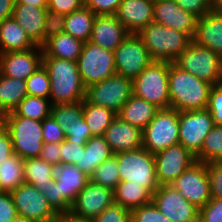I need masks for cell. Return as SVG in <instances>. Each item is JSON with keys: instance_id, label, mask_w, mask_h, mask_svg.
<instances>
[{"instance_id": "6da1fadb", "label": "cell", "mask_w": 222, "mask_h": 222, "mask_svg": "<svg viewBox=\"0 0 222 222\" xmlns=\"http://www.w3.org/2000/svg\"><path fill=\"white\" fill-rule=\"evenodd\" d=\"M42 65L50 78V102L52 105L69 104L86 98L84 87L75 61L42 57Z\"/></svg>"}, {"instance_id": "7a4b0ae2", "label": "cell", "mask_w": 222, "mask_h": 222, "mask_svg": "<svg viewBox=\"0 0 222 222\" xmlns=\"http://www.w3.org/2000/svg\"><path fill=\"white\" fill-rule=\"evenodd\" d=\"M170 107L179 112L207 109L212 84L169 62Z\"/></svg>"}, {"instance_id": "3957f363", "label": "cell", "mask_w": 222, "mask_h": 222, "mask_svg": "<svg viewBox=\"0 0 222 222\" xmlns=\"http://www.w3.org/2000/svg\"><path fill=\"white\" fill-rule=\"evenodd\" d=\"M137 36L143 41L153 61L173 63L193 41L187 34L152 22Z\"/></svg>"}, {"instance_id": "277c9868", "label": "cell", "mask_w": 222, "mask_h": 222, "mask_svg": "<svg viewBox=\"0 0 222 222\" xmlns=\"http://www.w3.org/2000/svg\"><path fill=\"white\" fill-rule=\"evenodd\" d=\"M13 144V152L26 160L38 158L43 146L42 121L18 116L14 111L0 117Z\"/></svg>"}, {"instance_id": "5b68a950", "label": "cell", "mask_w": 222, "mask_h": 222, "mask_svg": "<svg viewBox=\"0 0 222 222\" xmlns=\"http://www.w3.org/2000/svg\"><path fill=\"white\" fill-rule=\"evenodd\" d=\"M168 74V61H152L132 80L133 95L159 109L170 108Z\"/></svg>"}, {"instance_id": "8992f818", "label": "cell", "mask_w": 222, "mask_h": 222, "mask_svg": "<svg viewBox=\"0 0 222 222\" xmlns=\"http://www.w3.org/2000/svg\"><path fill=\"white\" fill-rule=\"evenodd\" d=\"M114 155L117 157L121 181L142 185L152 194L160 187L156 178L154 154L141 147Z\"/></svg>"}, {"instance_id": "52a82bcc", "label": "cell", "mask_w": 222, "mask_h": 222, "mask_svg": "<svg viewBox=\"0 0 222 222\" xmlns=\"http://www.w3.org/2000/svg\"><path fill=\"white\" fill-rule=\"evenodd\" d=\"M173 63L213 86L222 82V58L211 49L199 46L193 41Z\"/></svg>"}, {"instance_id": "ba28073f", "label": "cell", "mask_w": 222, "mask_h": 222, "mask_svg": "<svg viewBox=\"0 0 222 222\" xmlns=\"http://www.w3.org/2000/svg\"><path fill=\"white\" fill-rule=\"evenodd\" d=\"M179 143V111L159 109L152 121L142 130V147L156 154Z\"/></svg>"}, {"instance_id": "9c48e42d", "label": "cell", "mask_w": 222, "mask_h": 222, "mask_svg": "<svg viewBox=\"0 0 222 222\" xmlns=\"http://www.w3.org/2000/svg\"><path fill=\"white\" fill-rule=\"evenodd\" d=\"M77 64L85 88L116 74L114 51L102 48L90 41L83 44Z\"/></svg>"}, {"instance_id": "30bf717a", "label": "cell", "mask_w": 222, "mask_h": 222, "mask_svg": "<svg viewBox=\"0 0 222 222\" xmlns=\"http://www.w3.org/2000/svg\"><path fill=\"white\" fill-rule=\"evenodd\" d=\"M133 95L132 80L120 74L86 88V100L95 105L109 108L118 113Z\"/></svg>"}, {"instance_id": "8fae6325", "label": "cell", "mask_w": 222, "mask_h": 222, "mask_svg": "<svg viewBox=\"0 0 222 222\" xmlns=\"http://www.w3.org/2000/svg\"><path fill=\"white\" fill-rule=\"evenodd\" d=\"M116 74L135 79L153 61L137 34H129L114 51Z\"/></svg>"}, {"instance_id": "7c38bea8", "label": "cell", "mask_w": 222, "mask_h": 222, "mask_svg": "<svg viewBox=\"0 0 222 222\" xmlns=\"http://www.w3.org/2000/svg\"><path fill=\"white\" fill-rule=\"evenodd\" d=\"M10 194L19 216L33 222H54L59 216L42 192L31 184L24 182Z\"/></svg>"}, {"instance_id": "4fadbf2b", "label": "cell", "mask_w": 222, "mask_h": 222, "mask_svg": "<svg viewBox=\"0 0 222 222\" xmlns=\"http://www.w3.org/2000/svg\"><path fill=\"white\" fill-rule=\"evenodd\" d=\"M213 126L207 109L179 112V143L196 156Z\"/></svg>"}, {"instance_id": "5bb4252c", "label": "cell", "mask_w": 222, "mask_h": 222, "mask_svg": "<svg viewBox=\"0 0 222 222\" xmlns=\"http://www.w3.org/2000/svg\"><path fill=\"white\" fill-rule=\"evenodd\" d=\"M171 186L199 209L212 198L207 163L196 161Z\"/></svg>"}, {"instance_id": "9a60e30c", "label": "cell", "mask_w": 222, "mask_h": 222, "mask_svg": "<svg viewBox=\"0 0 222 222\" xmlns=\"http://www.w3.org/2000/svg\"><path fill=\"white\" fill-rule=\"evenodd\" d=\"M155 172L159 185H171L193 163L196 162L192 154L180 143L154 154Z\"/></svg>"}, {"instance_id": "2e32d148", "label": "cell", "mask_w": 222, "mask_h": 222, "mask_svg": "<svg viewBox=\"0 0 222 222\" xmlns=\"http://www.w3.org/2000/svg\"><path fill=\"white\" fill-rule=\"evenodd\" d=\"M152 202L172 222H199L200 209L171 185H161L153 193Z\"/></svg>"}, {"instance_id": "e0dca14e", "label": "cell", "mask_w": 222, "mask_h": 222, "mask_svg": "<svg viewBox=\"0 0 222 222\" xmlns=\"http://www.w3.org/2000/svg\"><path fill=\"white\" fill-rule=\"evenodd\" d=\"M114 203L113 190L89 181L77 195L70 215L77 219L92 221Z\"/></svg>"}, {"instance_id": "ac0fdd59", "label": "cell", "mask_w": 222, "mask_h": 222, "mask_svg": "<svg viewBox=\"0 0 222 222\" xmlns=\"http://www.w3.org/2000/svg\"><path fill=\"white\" fill-rule=\"evenodd\" d=\"M198 17L184 11L174 0H154L153 21L187 34L192 40Z\"/></svg>"}, {"instance_id": "d6986e66", "label": "cell", "mask_w": 222, "mask_h": 222, "mask_svg": "<svg viewBox=\"0 0 222 222\" xmlns=\"http://www.w3.org/2000/svg\"><path fill=\"white\" fill-rule=\"evenodd\" d=\"M42 56V46L37 45L25 51L2 53L0 54V73L7 77L26 80L42 65Z\"/></svg>"}, {"instance_id": "ffe728a7", "label": "cell", "mask_w": 222, "mask_h": 222, "mask_svg": "<svg viewBox=\"0 0 222 222\" xmlns=\"http://www.w3.org/2000/svg\"><path fill=\"white\" fill-rule=\"evenodd\" d=\"M154 0H123L115 17L129 34H138L153 22Z\"/></svg>"}, {"instance_id": "44dd1931", "label": "cell", "mask_w": 222, "mask_h": 222, "mask_svg": "<svg viewBox=\"0 0 222 222\" xmlns=\"http://www.w3.org/2000/svg\"><path fill=\"white\" fill-rule=\"evenodd\" d=\"M113 154L142 147V130L116 116L104 133Z\"/></svg>"}, {"instance_id": "7402d4cb", "label": "cell", "mask_w": 222, "mask_h": 222, "mask_svg": "<svg viewBox=\"0 0 222 222\" xmlns=\"http://www.w3.org/2000/svg\"><path fill=\"white\" fill-rule=\"evenodd\" d=\"M129 35L115 15H96L90 42L115 51Z\"/></svg>"}, {"instance_id": "603a6c76", "label": "cell", "mask_w": 222, "mask_h": 222, "mask_svg": "<svg viewBox=\"0 0 222 222\" xmlns=\"http://www.w3.org/2000/svg\"><path fill=\"white\" fill-rule=\"evenodd\" d=\"M193 42L211 49L222 58V10H211L198 18Z\"/></svg>"}, {"instance_id": "cb8c5ba5", "label": "cell", "mask_w": 222, "mask_h": 222, "mask_svg": "<svg viewBox=\"0 0 222 222\" xmlns=\"http://www.w3.org/2000/svg\"><path fill=\"white\" fill-rule=\"evenodd\" d=\"M46 12L47 8H40L29 4H15L14 6V19L37 46L43 45Z\"/></svg>"}, {"instance_id": "d4e9b609", "label": "cell", "mask_w": 222, "mask_h": 222, "mask_svg": "<svg viewBox=\"0 0 222 222\" xmlns=\"http://www.w3.org/2000/svg\"><path fill=\"white\" fill-rule=\"evenodd\" d=\"M55 180L59 182L62 197L72 206L77 195L85 188L90 177L72 164H60L55 169Z\"/></svg>"}, {"instance_id": "484cf974", "label": "cell", "mask_w": 222, "mask_h": 222, "mask_svg": "<svg viewBox=\"0 0 222 222\" xmlns=\"http://www.w3.org/2000/svg\"><path fill=\"white\" fill-rule=\"evenodd\" d=\"M84 42L65 32L55 35L42 45V57H55L77 62Z\"/></svg>"}, {"instance_id": "4316f807", "label": "cell", "mask_w": 222, "mask_h": 222, "mask_svg": "<svg viewBox=\"0 0 222 222\" xmlns=\"http://www.w3.org/2000/svg\"><path fill=\"white\" fill-rule=\"evenodd\" d=\"M35 46L14 17L0 22V54L25 51Z\"/></svg>"}, {"instance_id": "83f0119b", "label": "cell", "mask_w": 222, "mask_h": 222, "mask_svg": "<svg viewBox=\"0 0 222 222\" xmlns=\"http://www.w3.org/2000/svg\"><path fill=\"white\" fill-rule=\"evenodd\" d=\"M159 108L146 100L132 95L117 113L125 122L143 130L155 117Z\"/></svg>"}, {"instance_id": "f1b7e54d", "label": "cell", "mask_w": 222, "mask_h": 222, "mask_svg": "<svg viewBox=\"0 0 222 222\" xmlns=\"http://www.w3.org/2000/svg\"><path fill=\"white\" fill-rule=\"evenodd\" d=\"M113 154L104 136H92L85 144V151L81 154L79 167L84 174L90 177L94 170Z\"/></svg>"}, {"instance_id": "f546056e", "label": "cell", "mask_w": 222, "mask_h": 222, "mask_svg": "<svg viewBox=\"0 0 222 222\" xmlns=\"http://www.w3.org/2000/svg\"><path fill=\"white\" fill-rule=\"evenodd\" d=\"M114 203L132 211L152 202L153 194L142 185L132 181H120L113 190Z\"/></svg>"}, {"instance_id": "4dcf8cb0", "label": "cell", "mask_w": 222, "mask_h": 222, "mask_svg": "<svg viewBox=\"0 0 222 222\" xmlns=\"http://www.w3.org/2000/svg\"><path fill=\"white\" fill-rule=\"evenodd\" d=\"M27 95L25 80L0 73V117L13 111Z\"/></svg>"}, {"instance_id": "1f68e13d", "label": "cell", "mask_w": 222, "mask_h": 222, "mask_svg": "<svg viewBox=\"0 0 222 222\" xmlns=\"http://www.w3.org/2000/svg\"><path fill=\"white\" fill-rule=\"evenodd\" d=\"M96 15L86 6L65 15L64 32L82 42L91 39Z\"/></svg>"}, {"instance_id": "d6a6232c", "label": "cell", "mask_w": 222, "mask_h": 222, "mask_svg": "<svg viewBox=\"0 0 222 222\" xmlns=\"http://www.w3.org/2000/svg\"><path fill=\"white\" fill-rule=\"evenodd\" d=\"M117 116L113 110L83 100V118L90 129L92 136H103Z\"/></svg>"}, {"instance_id": "836d02e7", "label": "cell", "mask_w": 222, "mask_h": 222, "mask_svg": "<svg viewBox=\"0 0 222 222\" xmlns=\"http://www.w3.org/2000/svg\"><path fill=\"white\" fill-rule=\"evenodd\" d=\"M24 183V159L13 154L0 163V192H12Z\"/></svg>"}, {"instance_id": "e575fe53", "label": "cell", "mask_w": 222, "mask_h": 222, "mask_svg": "<svg viewBox=\"0 0 222 222\" xmlns=\"http://www.w3.org/2000/svg\"><path fill=\"white\" fill-rule=\"evenodd\" d=\"M56 167L41 158L24 160V182L31 184L39 191L55 177Z\"/></svg>"}, {"instance_id": "d590c367", "label": "cell", "mask_w": 222, "mask_h": 222, "mask_svg": "<svg viewBox=\"0 0 222 222\" xmlns=\"http://www.w3.org/2000/svg\"><path fill=\"white\" fill-rule=\"evenodd\" d=\"M50 99L27 95L13 110L18 116L43 121L50 116L52 103Z\"/></svg>"}, {"instance_id": "8d00e7d4", "label": "cell", "mask_w": 222, "mask_h": 222, "mask_svg": "<svg viewBox=\"0 0 222 222\" xmlns=\"http://www.w3.org/2000/svg\"><path fill=\"white\" fill-rule=\"evenodd\" d=\"M195 159L203 163H219L222 160V125L213 126Z\"/></svg>"}, {"instance_id": "74e56055", "label": "cell", "mask_w": 222, "mask_h": 222, "mask_svg": "<svg viewBox=\"0 0 222 222\" xmlns=\"http://www.w3.org/2000/svg\"><path fill=\"white\" fill-rule=\"evenodd\" d=\"M64 134L83 117V101L52 105L51 114Z\"/></svg>"}, {"instance_id": "f35d334b", "label": "cell", "mask_w": 222, "mask_h": 222, "mask_svg": "<svg viewBox=\"0 0 222 222\" xmlns=\"http://www.w3.org/2000/svg\"><path fill=\"white\" fill-rule=\"evenodd\" d=\"M90 181L114 190L121 181L117 157L112 155L109 159L102 162L90 176Z\"/></svg>"}, {"instance_id": "ab89813d", "label": "cell", "mask_w": 222, "mask_h": 222, "mask_svg": "<svg viewBox=\"0 0 222 222\" xmlns=\"http://www.w3.org/2000/svg\"><path fill=\"white\" fill-rule=\"evenodd\" d=\"M26 90L29 96H37L49 99L50 78L43 65L31 74L26 80Z\"/></svg>"}, {"instance_id": "60d3db41", "label": "cell", "mask_w": 222, "mask_h": 222, "mask_svg": "<svg viewBox=\"0 0 222 222\" xmlns=\"http://www.w3.org/2000/svg\"><path fill=\"white\" fill-rule=\"evenodd\" d=\"M40 191L58 215L70 214L72 206L62 197L59 182L55 178Z\"/></svg>"}, {"instance_id": "b9f144b4", "label": "cell", "mask_w": 222, "mask_h": 222, "mask_svg": "<svg viewBox=\"0 0 222 222\" xmlns=\"http://www.w3.org/2000/svg\"><path fill=\"white\" fill-rule=\"evenodd\" d=\"M131 222H172L161 213L153 202L131 211Z\"/></svg>"}, {"instance_id": "7bdbcfd3", "label": "cell", "mask_w": 222, "mask_h": 222, "mask_svg": "<svg viewBox=\"0 0 222 222\" xmlns=\"http://www.w3.org/2000/svg\"><path fill=\"white\" fill-rule=\"evenodd\" d=\"M131 211L113 203L91 222H131Z\"/></svg>"}, {"instance_id": "ee69618b", "label": "cell", "mask_w": 222, "mask_h": 222, "mask_svg": "<svg viewBox=\"0 0 222 222\" xmlns=\"http://www.w3.org/2000/svg\"><path fill=\"white\" fill-rule=\"evenodd\" d=\"M65 15L47 9L45 27L43 31V44L49 38L64 32Z\"/></svg>"}, {"instance_id": "f6af8a7d", "label": "cell", "mask_w": 222, "mask_h": 222, "mask_svg": "<svg viewBox=\"0 0 222 222\" xmlns=\"http://www.w3.org/2000/svg\"><path fill=\"white\" fill-rule=\"evenodd\" d=\"M207 110L212 115L214 125H222V82L211 88Z\"/></svg>"}, {"instance_id": "bcb514c9", "label": "cell", "mask_w": 222, "mask_h": 222, "mask_svg": "<svg viewBox=\"0 0 222 222\" xmlns=\"http://www.w3.org/2000/svg\"><path fill=\"white\" fill-rule=\"evenodd\" d=\"M42 135L44 143H61L65 140L61 126L51 115L42 121Z\"/></svg>"}, {"instance_id": "7dc6e473", "label": "cell", "mask_w": 222, "mask_h": 222, "mask_svg": "<svg viewBox=\"0 0 222 222\" xmlns=\"http://www.w3.org/2000/svg\"><path fill=\"white\" fill-rule=\"evenodd\" d=\"M84 151L85 144H77L65 139L61 142V164L80 163V157Z\"/></svg>"}, {"instance_id": "c3c4849f", "label": "cell", "mask_w": 222, "mask_h": 222, "mask_svg": "<svg viewBox=\"0 0 222 222\" xmlns=\"http://www.w3.org/2000/svg\"><path fill=\"white\" fill-rule=\"evenodd\" d=\"M199 222H222V199L211 198L201 207Z\"/></svg>"}, {"instance_id": "681fc988", "label": "cell", "mask_w": 222, "mask_h": 222, "mask_svg": "<svg viewBox=\"0 0 222 222\" xmlns=\"http://www.w3.org/2000/svg\"><path fill=\"white\" fill-rule=\"evenodd\" d=\"M207 172L212 198L222 199V165L207 163Z\"/></svg>"}, {"instance_id": "f907efd6", "label": "cell", "mask_w": 222, "mask_h": 222, "mask_svg": "<svg viewBox=\"0 0 222 222\" xmlns=\"http://www.w3.org/2000/svg\"><path fill=\"white\" fill-rule=\"evenodd\" d=\"M123 0H84V6L88 7L95 15H115Z\"/></svg>"}, {"instance_id": "816d5d0a", "label": "cell", "mask_w": 222, "mask_h": 222, "mask_svg": "<svg viewBox=\"0 0 222 222\" xmlns=\"http://www.w3.org/2000/svg\"><path fill=\"white\" fill-rule=\"evenodd\" d=\"M91 137L90 129L83 117L65 133L66 140L77 144H86Z\"/></svg>"}, {"instance_id": "f5cc1de1", "label": "cell", "mask_w": 222, "mask_h": 222, "mask_svg": "<svg viewBox=\"0 0 222 222\" xmlns=\"http://www.w3.org/2000/svg\"><path fill=\"white\" fill-rule=\"evenodd\" d=\"M184 11L201 18L209 13L212 8L210 0H174Z\"/></svg>"}, {"instance_id": "db71d44e", "label": "cell", "mask_w": 222, "mask_h": 222, "mask_svg": "<svg viewBox=\"0 0 222 222\" xmlns=\"http://www.w3.org/2000/svg\"><path fill=\"white\" fill-rule=\"evenodd\" d=\"M17 215L10 192H0V222H11Z\"/></svg>"}, {"instance_id": "11a10c76", "label": "cell", "mask_w": 222, "mask_h": 222, "mask_svg": "<svg viewBox=\"0 0 222 222\" xmlns=\"http://www.w3.org/2000/svg\"><path fill=\"white\" fill-rule=\"evenodd\" d=\"M84 6V0H48L47 9L68 15Z\"/></svg>"}, {"instance_id": "9f6ffc18", "label": "cell", "mask_w": 222, "mask_h": 222, "mask_svg": "<svg viewBox=\"0 0 222 222\" xmlns=\"http://www.w3.org/2000/svg\"><path fill=\"white\" fill-rule=\"evenodd\" d=\"M39 158L55 167L61 164V143H43Z\"/></svg>"}, {"instance_id": "6f0895ef", "label": "cell", "mask_w": 222, "mask_h": 222, "mask_svg": "<svg viewBox=\"0 0 222 222\" xmlns=\"http://www.w3.org/2000/svg\"><path fill=\"white\" fill-rule=\"evenodd\" d=\"M13 154L12 140L4 124L0 121V163Z\"/></svg>"}, {"instance_id": "680465c9", "label": "cell", "mask_w": 222, "mask_h": 222, "mask_svg": "<svg viewBox=\"0 0 222 222\" xmlns=\"http://www.w3.org/2000/svg\"><path fill=\"white\" fill-rule=\"evenodd\" d=\"M15 0H0V22L13 17Z\"/></svg>"}, {"instance_id": "91938a15", "label": "cell", "mask_w": 222, "mask_h": 222, "mask_svg": "<svg viewBox=\"0 0 222 222\" xmlns=\"http://www.w3.org/2000/svg\"><path fill=\"white\" fill-rule=\"evenodd\" d=\"M15 4H29L40 8H47L48 0H15Z\"/></svg>"}, {"instance_id": "94428289", "label": "cell", "mask_w": 222, "mask_h": 222, "mask_svg": "<svg viewBox=\"0 0 222 222\" xmlns=\"http://www.w3.org/2000/svg\"><path fill=\"white\" fill-rule=\"evenodd\" d=\"M54 222H91L83 219H77L72 217L70 214L59 215Z\"/></svg>"}, {"instance_id": "6125c7cd", "label": "cell", "mask_w": 222, "mask_h": 222, "mask_svg": "<svg viewBox=\"0 0 222 222\" xmlns=\"http://www.w3.org/2000/svg\"><path fill=\"white\" fill-rule=\"evenodd\" d=\"M212 10H222V0H210Z\"/></svg>"}, {"instance_id": "be15d7a7", "label": "cell", "mask_w": 222, "mask_h": 222, "mask_svg": "<svg viewBox=\"0 0 222 222\" xmlns=\"http://www.w3.org/2000/svg\"><path fill=\"white\" fill-rule=\"evenodd\" d=\"M11 222H33L25 217L17 215Z\"/></svg>"}]
</instances>
